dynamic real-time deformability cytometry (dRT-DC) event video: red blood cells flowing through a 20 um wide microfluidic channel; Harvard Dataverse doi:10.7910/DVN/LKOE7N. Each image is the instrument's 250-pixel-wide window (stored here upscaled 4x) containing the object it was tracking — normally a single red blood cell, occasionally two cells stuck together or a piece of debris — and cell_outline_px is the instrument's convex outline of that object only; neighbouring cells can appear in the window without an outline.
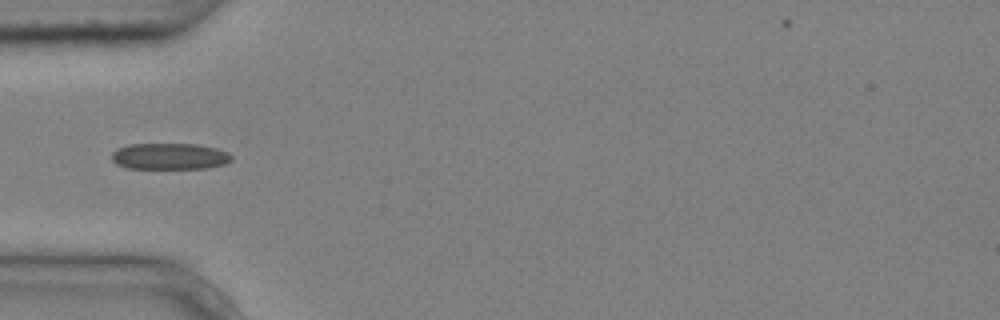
{"species": "common noctule bat (a hibernating species)", "species_latin": "Nyctalus noctula", "temperature_condition": "cold", "stored_images_in_passage": 6, "camera_frame_rate_fps": 3000, "um_per_image_px": 0.085, "animal": {"sex": "male", "body_mass_g": 20.4}, "frame": {"image": 1, "passage_image": 5, "time_ms": 1.333, "image_size_px": [1000, 320], "cell_outline_px": [[232, 160], [224, 164], [208, 168], [128, 168], [116, 164], [112, 160], [112, 152], [116, 148], [132, 144], [196, 144], [216, 148], [228, 152], [232, 156]], "centroid_in_image_um": [14.42, 13.28], "position_along_channel_um": 70.6, "area_um2": 18.38}}